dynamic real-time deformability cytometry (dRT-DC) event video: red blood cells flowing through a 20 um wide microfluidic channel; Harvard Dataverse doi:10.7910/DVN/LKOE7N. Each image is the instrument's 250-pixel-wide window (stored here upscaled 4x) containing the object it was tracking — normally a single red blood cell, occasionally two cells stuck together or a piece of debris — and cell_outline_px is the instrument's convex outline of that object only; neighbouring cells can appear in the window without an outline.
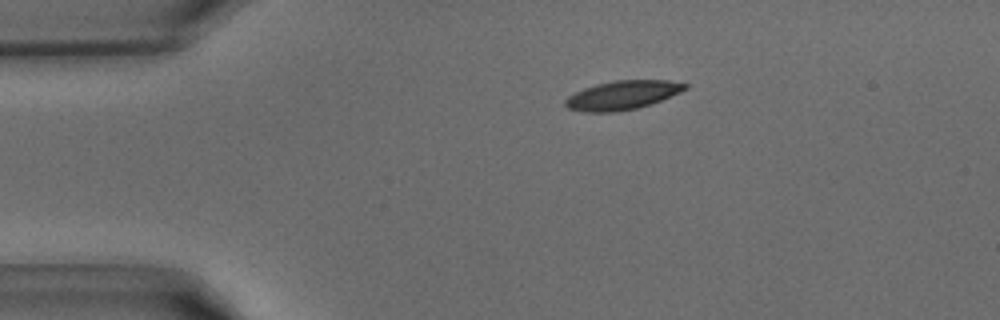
{"species": "common noctule bat (a hibernating species)", "species_latin": "Nyctalus noctula", "temperature_condition": "warm", "stored_images_in_passage": 23, "camera_frame_rate_fps": 3000, "um_per_image_px": 0.085, "animal": {"sex": "male", "body_mass_g": 15.6}, "frame": {"image": 1, "passage_image": 4, "time_ms": 1.0, "image_size_px": [1000, 320], "cell_outline_px": [[688, 88], [680, 92], [652, 104], [636, 108], [616, 112], [584, 112], [568, 108], [564, 104], [564, 100], [568, 96], [584, 88], [596, 84], [616, 80], [668, 80], [688, 84]], "centroid_in_image_um": [52.9, 8.09], "position_along_channel_um": 32.1, "area_um2": 20.17}}
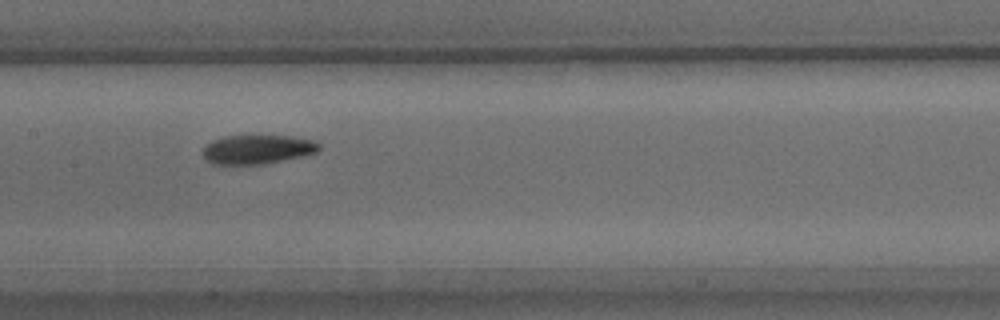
{"frame": {"image": 2, "passage_image": 16, "time_ms": 5.0, "image_size_px": [1000, 320], "cell_outline_px": [[320, 148], [316, 152], [304, 156], [264, 164], [212, 164], [204, 160], [204, 144], [212, 140], [224, 136], [292, 136], [312, 140], [320, 144]], "centroid_in_image_um": [21.86, 12.7], "position_along_channel_um": 185.5, "area_um2": 19.77}}
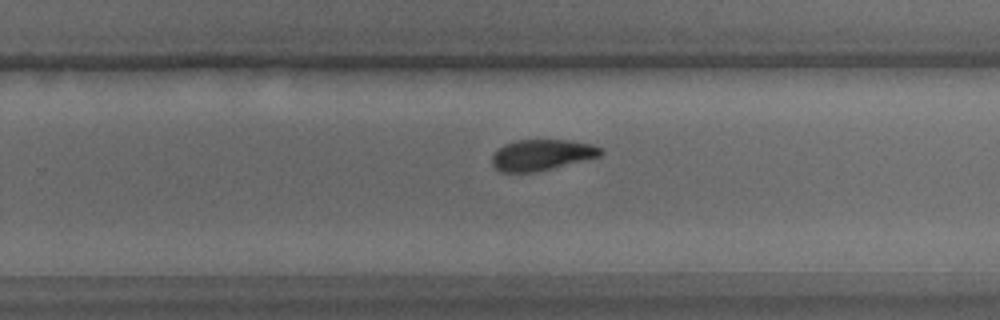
{"frame": {"image": 3, "passage_image": 22, "time_ms": 7.0, "image_size_px": [1000, 320], "cell_outline_px": [[604, 152], [600, 156], [536, 172], [500, 172], [492, 164], [492, 156], [504, 144], [516, 140], [568, 140], [592, 144], [604, 148]], "centroid_in_image_um": [46.07, 13.16], "position_along_channel_um": 283.7, "area_um2": 19.54}}